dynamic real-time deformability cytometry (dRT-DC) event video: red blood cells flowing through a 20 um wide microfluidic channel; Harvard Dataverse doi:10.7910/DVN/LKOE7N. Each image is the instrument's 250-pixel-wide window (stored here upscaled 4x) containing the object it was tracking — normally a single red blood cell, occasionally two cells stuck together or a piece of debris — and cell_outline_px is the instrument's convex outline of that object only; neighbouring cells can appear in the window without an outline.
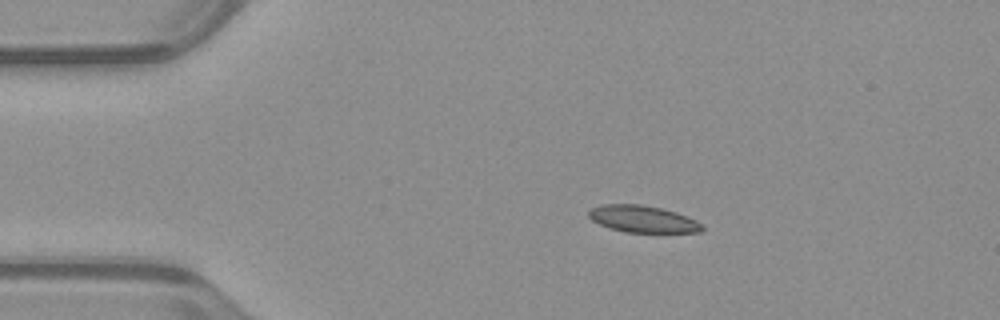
{"species": "common noctule bat (a hibernating species)", "species_latin": "Nyctalus noctula", "temperature_condition": "warm", "stored_images_in_passage": 43, "camera_frame_rate_fps": 3000, "um_per_image_px": 0.085, "animal": {"sex": "male", "body_mass_g": 23.1, "forearm_length_mm": 52.7}, "frame": {"image": 1, "passage_image": 1, "time_ms": 0.0, "image_size_px": [1000, 320], "cell_outline_px": [[704, 228], [700, 232], [624, 232], [600, 224], [592, 220], [588, 216], [588, 212], [592, 208], [600, 204], [640, 204], [660, 208], [676, 212], [696, 220]], "centroid_in_image_um": [54.61, 18.61], "position_along_channel_um": 30.4, "area_um2": 17.57}}
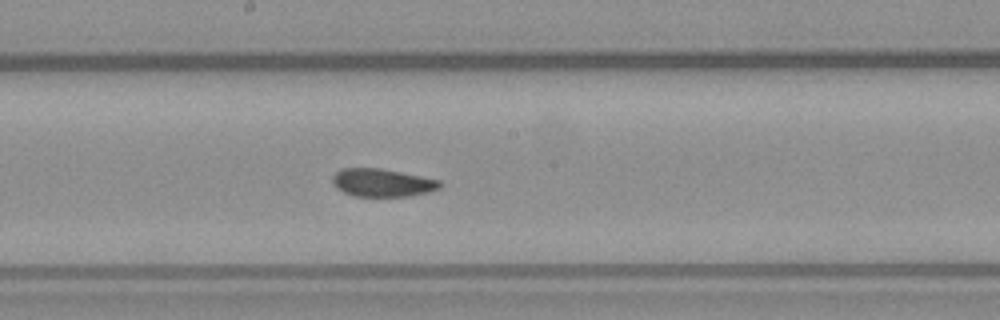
{"frame": {"image": 2, "passage_image": 19, "time_ms": 6.0, "image_size_px": [1000, 320], "cell_outline_px": [[444, 184], [440, 188], [428, 192], [412, 196], [352, 196], [336, 188], [332, 184], [332, 176], [340, 168], [380, 168], [440, 180]], "centroid_in_image_um": [32.48, 15.53], "position_along_channel_um": 215.7, "area_um2": 17.63}}
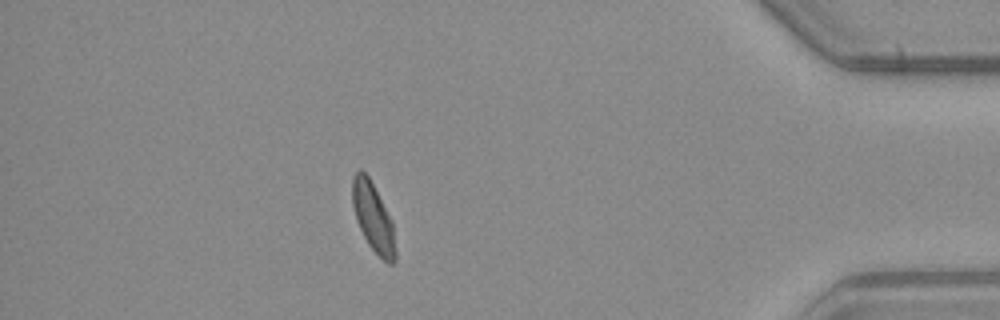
{"frame": {"image": 3, "passage_image": 37, "time_ms": 12.0, "image_size_px": [1000, 320], "cell_outline_px": [[396, 260], [392, 264], [388, 264], [368, 244], [356, 220], [352, 204], [352, 176], [360, 168], [368, 176], [392, 220], [396, 248]], "centroid_in_image_um": [31.72, 18.48], "position_along_channel_um": 403.5, "area_um2": 17.17}, "authors_computed_cell_mechanics": {"area_um2": 17.8602, "velocity_mm_per_s": 3.9487, "shape_relaxation_time_tau1_ms": null, "shape_relaxation_time_tau2_ms": 1.6243, "deformation_change_tau1": null, "deformation_change_tau2": 0.0667}}